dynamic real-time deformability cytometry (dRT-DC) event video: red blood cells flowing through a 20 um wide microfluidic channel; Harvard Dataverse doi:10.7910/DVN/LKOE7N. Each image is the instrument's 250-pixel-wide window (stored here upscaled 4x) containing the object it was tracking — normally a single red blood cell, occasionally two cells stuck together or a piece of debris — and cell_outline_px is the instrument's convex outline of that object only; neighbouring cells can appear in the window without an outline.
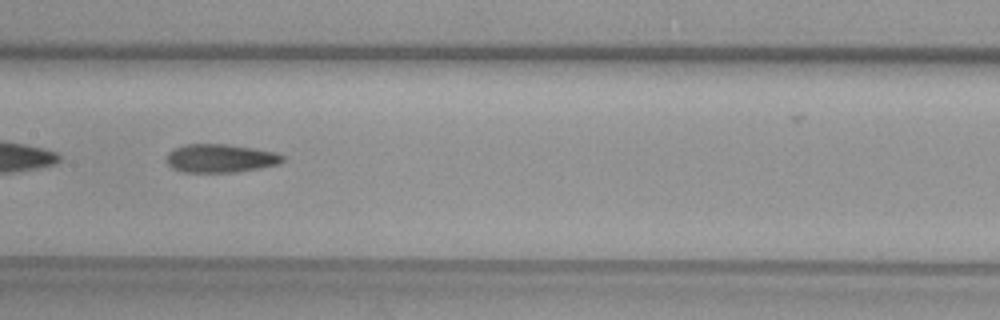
{"species": "common noctule bat (a hibernating species)", "species_latin": "Nyctalus noctula", "temperature_condition": "warm", "stored_images_in_passage": 46, "camera_frame_rate_fps": 3000, "um_per_image_px": 0.085, "animal": {"sex": "female", "body_mass_g": 29.2, "forearm_length_mm": 56.3}, "frame": {"image": 1, "passage_image": 20, "time_ms": 6.333, "image_size_px": [1000, 320], "cell_outline_px": [[284, 160], [280, 164], [260, 168], [236, 172], [184, 172], [172, 168], [164, 160], [168, 152], [176, 148], [188, 144], [228, 144], [256, 148], [276, 152], [284, 156]], "centroid_in_image_um": [18.75, 13.45], "position_along_channel_um": 188.6, "area_um2": 19.42}}
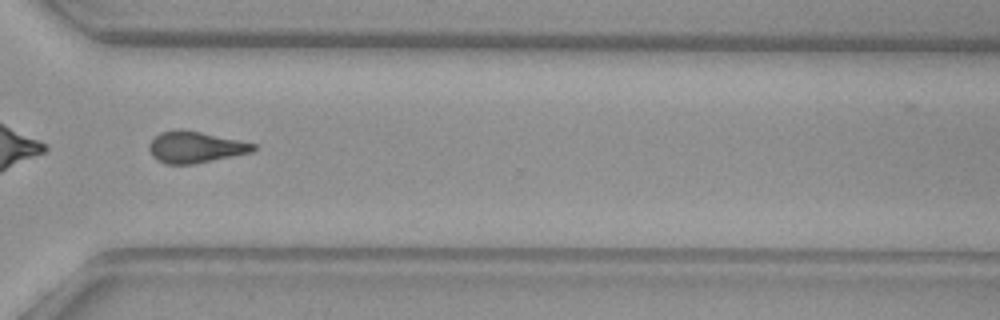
{"frame": {"image": 2, "passage_image": 32, "time_ms": 10.333, "image_size_px": [1000, 320], "cell_outline_px": [[256, 148], [252, 152], [192, 164], [168, 164], [156, 160], [152, 156], [148, 148], [148, 144], [160, 132], [180, 128], [200, 132], [256, 144]], "centroid_in_image_um": [16.55, 12.5], "position_along_channel_um": 354.0, "area_um2": 18.9}}
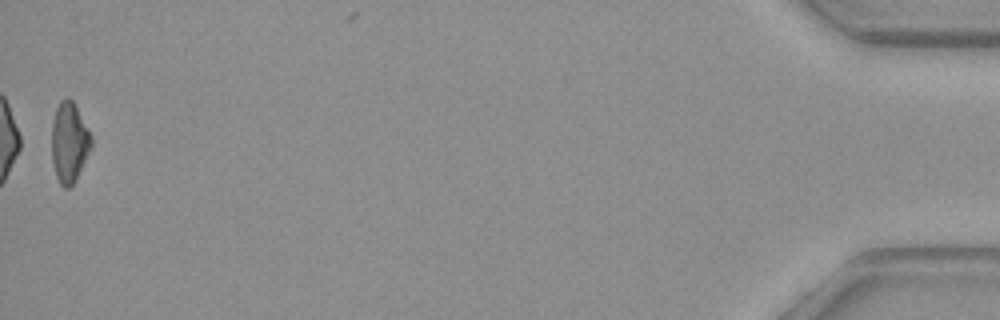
{"frame": {"image": 3, "passage_image": 45, "time_ms": 14.667, "image_size_px": [1000, 320], "cell_outline_px": [[92, 144], [76, 180], [68, 188], [64, 188], [60, 184], [56, 176], [52, 160], [52, 124], [56, 108], [60, 100], [68, 96], [72, 100], [92, 136]], "centroid_in_image_um": [5.87, 12.1], "position_along_channel_um": 429.3, "area_um2": 18.32}}